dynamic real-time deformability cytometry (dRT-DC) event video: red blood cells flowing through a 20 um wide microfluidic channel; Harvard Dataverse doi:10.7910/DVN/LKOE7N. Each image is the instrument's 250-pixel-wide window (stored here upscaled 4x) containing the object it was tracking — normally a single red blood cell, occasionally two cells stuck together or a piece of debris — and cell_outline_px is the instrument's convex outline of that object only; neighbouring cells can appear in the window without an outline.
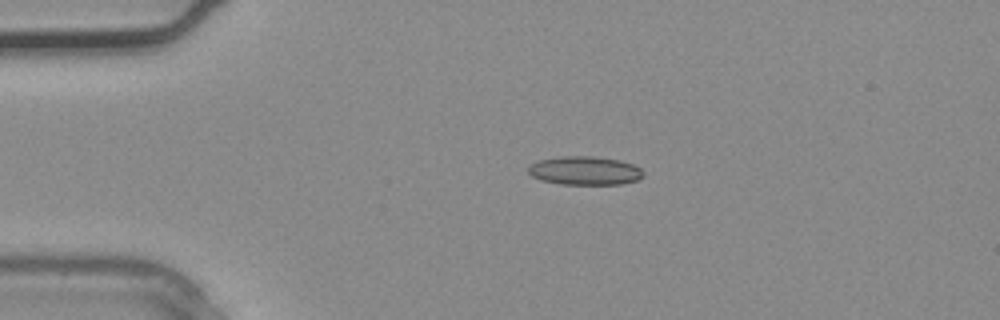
{"species": "common noctule bat (a hibernating species)", "species_latin": "Nyctalus noctula", "temperature_condition": "warm", "stored_images_in_passage": 3, "camera_frame_rate_fps": 3000, "um_per_image_px": 0.085, "animal": {"sex": "male", "body_mass_g": 20.4}, "frame": {"image": 1, "passage_image": 2, "time_ms": 0.333, "image_size_px": [1000, 320], "cell_outline_px": [[644, 176], [636, 180], [620, 184], [560, 184], [540, 180], [532, 176], [528, 172], [528, 164], [540, 160], [560, 156], [592, 156], [620, 160], [632, 164], [640, 168], [644, 172]], "centroid_in_image_um": [49.69, 14.5], "position_along_channel_um": 35.3, "area_um2": 19.25}}